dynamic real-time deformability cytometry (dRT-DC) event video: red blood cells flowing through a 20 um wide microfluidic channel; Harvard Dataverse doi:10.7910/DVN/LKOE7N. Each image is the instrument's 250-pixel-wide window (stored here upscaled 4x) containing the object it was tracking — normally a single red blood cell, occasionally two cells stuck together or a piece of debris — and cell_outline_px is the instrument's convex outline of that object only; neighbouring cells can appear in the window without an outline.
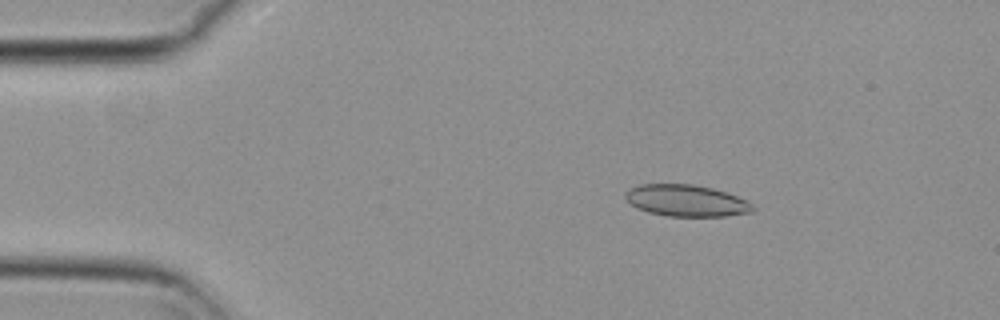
{"species": "common noctule bat (a hibernating species)", "species_latin": "Nyctalus noctula", "temperature_condition": "cold", "stored_images_in_passage": 55, "camera_frame_rate_fps": 3000, "um_per_image_px": 0.085, "animal": {"sex": "female", "body_mass_g": 29.2, "forearm_length_mm": 56.3}, "frame": {"image": 1, "passage_image": 9, "time_ms": 2.667, "image_size_px": [1000, 320], "cell_outline_px": [[756, 208], [752, 212], [728, 216], [668, 216], [648, 212], [636, 208], [624, 196], [624, 192], [640, 184], [692, 184], [712, 188], [736, 196], [752, 204]], "centroid_in_image_um": [58.33, 17.06], "position_along_channel_um": 26.7, "area_um2": 23.35}}
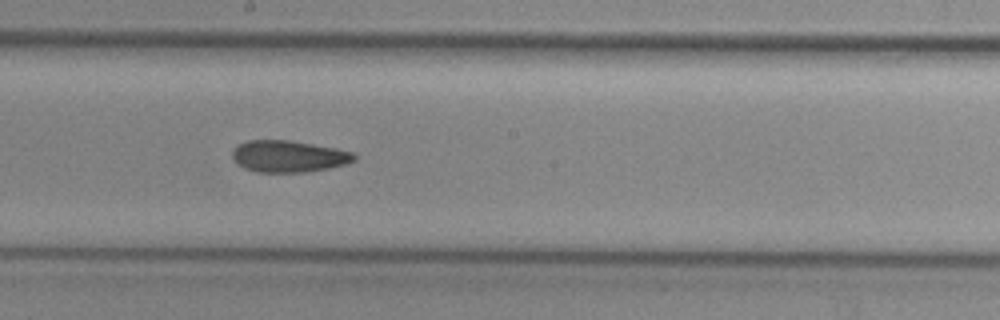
{"frame": {"image": 2, "passage_image": 30, "time_ms": 9.667, "image_size_px": [1000, 320], "cell_outline_px": [[356, 160], [348, 164], [328, 168], [300, 172], [256, 172], [244, 168], [232, 156], [232, 148], [236, 144], [248, 140], [288, 140], [336, 148], [352, 152], [356, 156]], "centroid_in_image_um": [24.52, 13.28], "position_along_channel_um": 223.7, "area_um2": 22.48}}
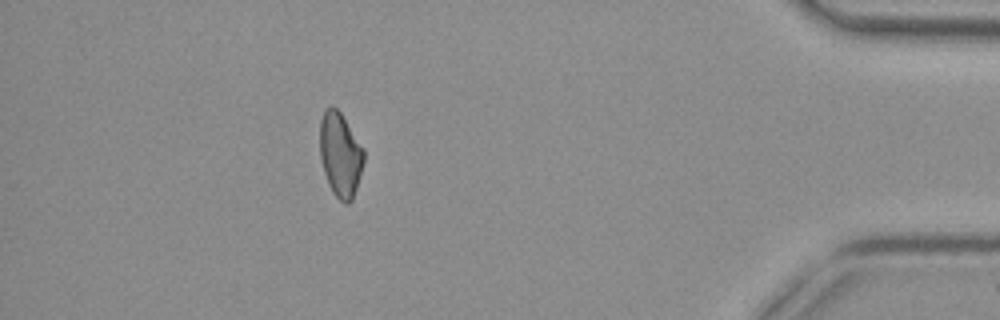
{"frame": {"image": 3, "passage_image": 49, "time_ms": 16.0, "image_size_px": [1000, 320], "cell_outline_px": [[364, 160], [360, 176], [352, 200], [348, 204], [344, 204], [332, 192], [328, 184], [324, 172], [320, 156], [320, 120], [324, 112], [332, 104], [340, 112], [364, 148]], "centroid_in_image_um": [28.92, 13.15], "position_along_channel_um": 406.3, "area_um2": 21.56}, "authors_computed_cell_mechanics": {"area_um2": 22.7732, "velocity_mm_per_s": 3.7259, "shape_relaxation_time_tau1_ms": null, "shape_relaxation_time_tau2_ms": 3.6382, "deformation_change_tau1": null, "deformation_change_tau2": 0.0975}}